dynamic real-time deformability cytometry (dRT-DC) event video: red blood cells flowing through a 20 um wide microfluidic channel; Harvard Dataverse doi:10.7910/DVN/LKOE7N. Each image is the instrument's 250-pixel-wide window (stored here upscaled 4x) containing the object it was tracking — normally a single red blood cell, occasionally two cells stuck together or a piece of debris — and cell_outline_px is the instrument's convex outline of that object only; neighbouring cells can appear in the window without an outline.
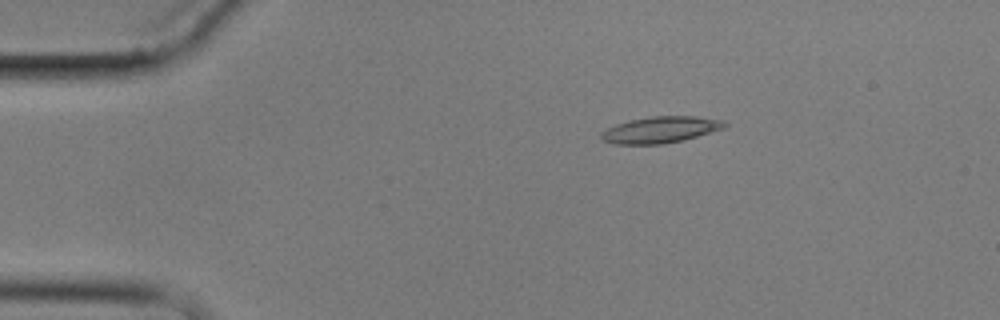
{"species": "common noctule bat (a hibernating species)", "species_latin": "Nyctalus noctula", "temperature_condition": "cold", "stored_images_in_passage": 3, "camera_frame_rate_fps": 3000, "um_per_image_px": 0.085, "animal": {"sex": "male", "body_mass_g": 17.9}, "frame": {"image": 1, "passage_image": 1, "time_ms": 0.0, "image_size_px": [1000, 320], "cell_outline_px": [[728, 124], [724, 128], [684, 140], [664, 144], [616, 144], [604, 140], [600, 136], [600, 132], [616, 124], [628, 120], [652, 116], [696, 116], [724, 120]], "centroid_in_image_um": [56.16, 11.02], "position_along_channel_um": 28.8, "area_um2": 19.02}}
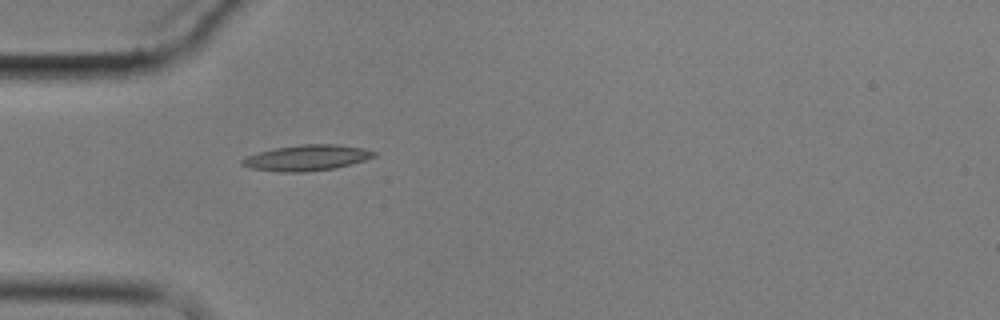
{"frame": {"image": 2, "passage_image": 3, "time_ms": 2.333, "image_size_px": [1000, 320], "cell_outline_px": [[376, 156], [352, 164], [336, 168], [308, 172], [280, 172], [248, 168], [240, 164], [240, 160], [248, 156], [260, 152], [276, 148], [300, 144], [336, 144], [364, 148], [376, 152]], "centroid_in_image_um": [26.08, 13.42], "position_along_channel_um": 58.9, "area_um2": 19.88}}